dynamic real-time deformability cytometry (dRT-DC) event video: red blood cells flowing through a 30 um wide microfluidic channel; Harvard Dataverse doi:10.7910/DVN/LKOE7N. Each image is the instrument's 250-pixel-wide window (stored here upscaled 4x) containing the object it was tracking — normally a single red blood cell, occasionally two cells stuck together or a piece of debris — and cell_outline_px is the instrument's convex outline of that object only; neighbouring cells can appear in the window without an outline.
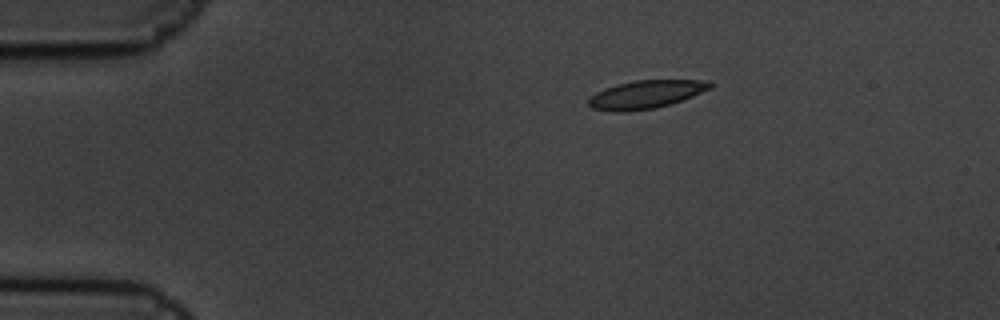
{"species": "common noctule bat (a hibernating species)", "species_latin": "Nyctalus noctula", "temperature_condition": "cold", "stored_images_in_passage": 4, "camera_frame_rate_fps": 3000, "um_per_image_px": 0.085, "animal": {"sex": "male", "body_mass_g": 19.5, "forearm_length_mm": 54.6}, "frame": {"image": 1, "passage_image": 1, "time_ms": 0.0, "image_size_px": [1000, 320], "cell_outline_px": [[716, 84], [712, 88], [692, 96], [656, 108], [620, 112], [612, 112], [592, 108], [588, 104], [588, 100], [596, 92], [604, 88], [616, 84], [636, 80], [700, 80]], "centroid_in_image_um": [54.88, 8.02], "position_along_channel_um": 30.1, "area_um2": 19.83}}
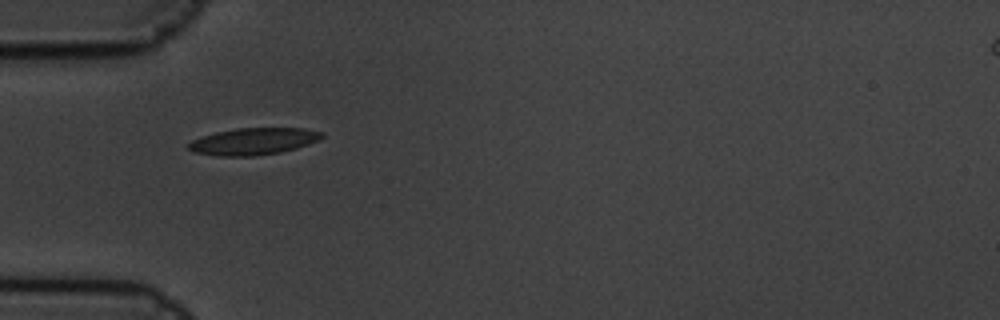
{"frame": {"image": 2, "passage_image": 3, "time_ms": 0.667, "image_size_px": [1000, 320], "cell_outline_px": [[324, 136], [320, 140], [296, 148], [280, 152], [256, 156], [216, 156], [192, 152], [188, 148], [188, 144], [192, 140], [200, 136], [216, 132], [236, 128], [304, 128], [324, 132]], "centroid_in_image_um": [21.54, 12.01], "position_along_channel_um": 63.5, "area_um2": 21.1}}
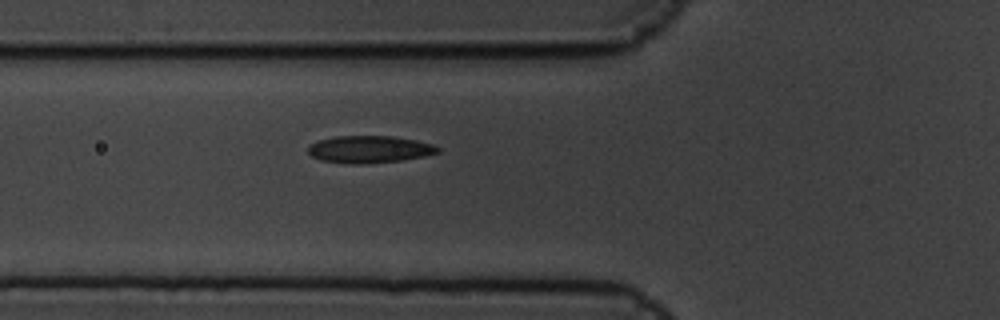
{"frame": {"image": 3, "passage_image": 4, "time_ms": 1.0, "image_size_px": [1000, 320], "cell_outline_px": [[440, 152], [424, 156], [400, 160], [364, 164], [352, 164], [320, 160], [312, 156], [308, 152], [308, 144], [316, 140], [336, 136], [392, 136], [416, 140], [432, 144], [440, 148]], "centroid_in_image_um": [31.36, 12.68], "position_along_channel_um": 94.4, "area_um2": 20.63}}